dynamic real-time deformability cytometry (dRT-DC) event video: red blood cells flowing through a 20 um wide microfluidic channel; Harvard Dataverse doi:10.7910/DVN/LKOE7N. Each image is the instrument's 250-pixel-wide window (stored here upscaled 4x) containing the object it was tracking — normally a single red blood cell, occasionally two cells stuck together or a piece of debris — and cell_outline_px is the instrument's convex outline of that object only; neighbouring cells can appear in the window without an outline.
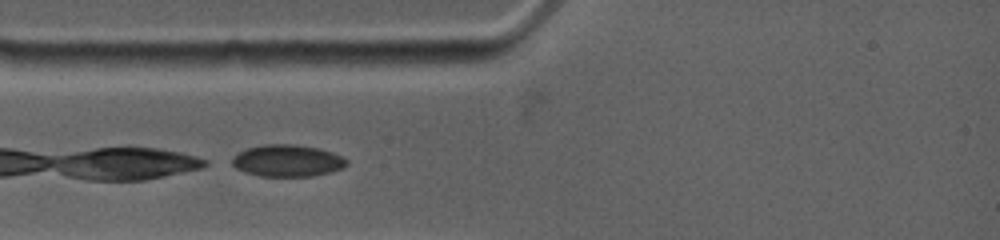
{"species": "common noctule bat (a hibernating species)", "species_latin": "Nyctalus noctula", "temperature_condition": "warm", "stored_images_in_passage": 25, "camera_frame_rate_fps": 4500, "um_per_image_px": 0.085, "animal": {"sex": "female", "body_mass_g": 19.0, "forearm_length_mm": 53.3}, "frame": {"image": 1, "passage_image": 4, "time_ms": 0.444, "image_size_px": [1000, 240], "cell_outline_px": [[348, 164], [344, 168], [332, 172], [312, 176], [260, 176], [244, 172], [236, 168], [232, 164], [232, 156], [248, 148], [264, 144], [296, 144], [320, 148], [332, 152], [348, 160]], "centroid_in_image_um": [24.45, 13.66], "position_along_channel_um": 60.5, "area_um2": 21.44}}
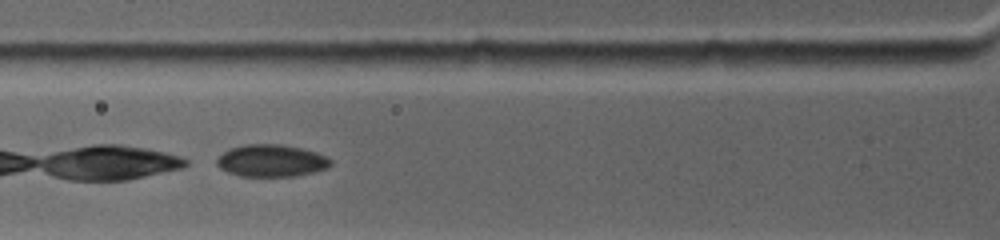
{"frame": {"image": 2, "passage_image": 11, "time_ms": 1.556, "image_size_px": [1000, 240], "cell_outline_px": [[332, 164], [328, 168], [312, 172], [292, 176], [240, 176], [228, 172], [220, 168], [216, 164], [216, 160], [228, 148], [244, 144], [280, 144], [300, 148], [316, 152], [328, 156], [332, 160]], "centroid_in_image_um": [23.07, 13.65], "position_along_channel_um": 102.7, "area_um2": 21.39}}
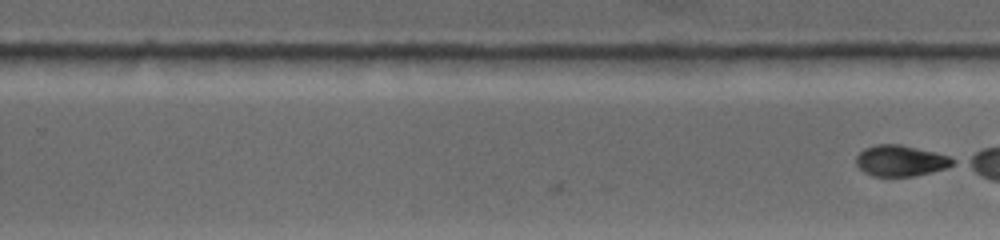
{"frame": {"image": 3, "passage_image": 25, "time_ms": 4.889, "image_size_px": [1000, 240], "cell_outline_px": [[956, 160], [952, 164], [944, 168], [916, 176], [872, 176], [864, 172], [856, 164], [856, 156], [864, 148], [876, 144], [900, 144], [948, 156]], "centroid_in_image_um": [76.5, 13.66], "position_along_channel_um": 253.3, "area_um2": 17.22}}